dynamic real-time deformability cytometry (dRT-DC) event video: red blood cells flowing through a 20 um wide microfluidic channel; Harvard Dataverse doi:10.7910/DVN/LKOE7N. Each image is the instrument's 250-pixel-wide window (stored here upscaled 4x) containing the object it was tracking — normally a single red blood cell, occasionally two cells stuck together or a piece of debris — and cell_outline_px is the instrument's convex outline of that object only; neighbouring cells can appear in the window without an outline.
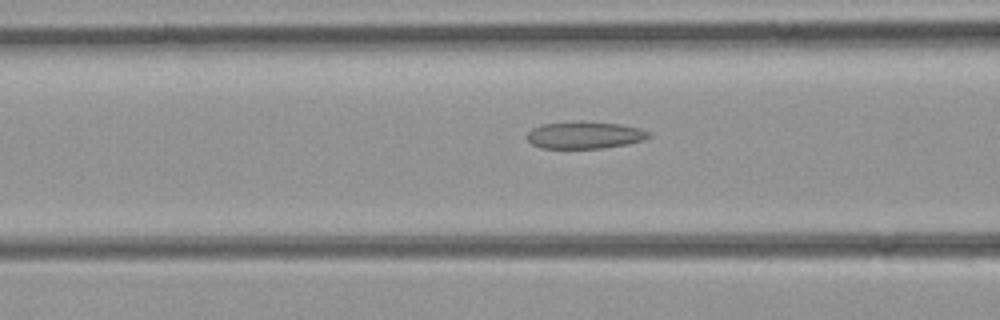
{"species": "common noctule bat (a hibernating species)", "species_latin": "Nyctalus noctula", "temperature_condition": "room temperature", "stored_images_in_passage": 37, "camera_frame_rate_fps": 3000, "um_per_image_px": 0.085, "animal": {"sex": "female", "body_mass_g": 21.9}, "frame": {"image": 1, "passage_image": 17, "time_ms": 5.333, "image_size_px": [1000, 320], "cell_outline_px": [[652, 136], [644, 140], [628, 144], [600, 148], [540, 148], [532, 144], [528, 140], [528, 132], [532, 128], [540, 124], [580, 120], [620, 124], [640, 128], [648, 132]], "centroid_in_image_um": [49.69, 11.47], "position_along_channel_um": 116.9, "area_um2": 19.48}}
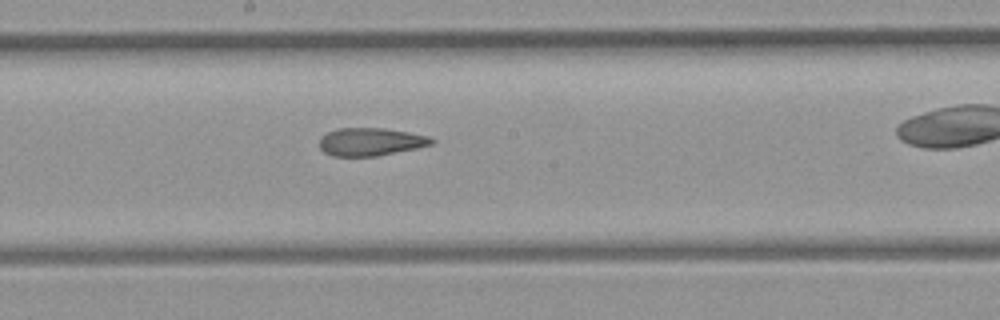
{"frame": {"image": 2, "passage_image": 24, "time_ms": 7.667, "image_size_px": [1000, 320], "cell_outline_px": [[436, 140], [432, 144], [416, 148], [376, 156], [332, 156], [324, 152], [320, 148], [320, 136], [336, 128], [384, 128], [408, 132], [428, 136]], "centroid_in_image_um": [31.48, 12.04], "position_along_channel_um": 216.7, "area_um2": 18.21}}
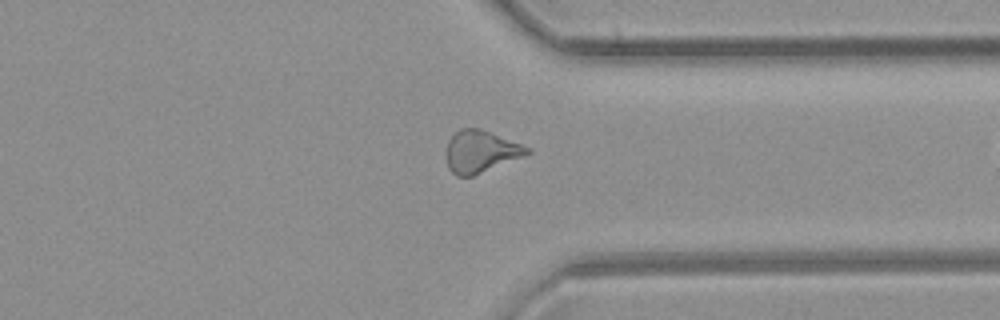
{"frame": {"image": 3, "passage_image": 35, "time_ms": 11.333, "image_size_px": [1000, 320], "cell_outline_px": [[532, 152], [524, 156], [472, 176], [456, 176], [448, 168], [448, 140], [460, 128], [480, 128], [532, 148]], "centroid_in_image_um": [40.89, 12.87], "position_along_channel_um": 370.5, "area_um2": 19.59}}